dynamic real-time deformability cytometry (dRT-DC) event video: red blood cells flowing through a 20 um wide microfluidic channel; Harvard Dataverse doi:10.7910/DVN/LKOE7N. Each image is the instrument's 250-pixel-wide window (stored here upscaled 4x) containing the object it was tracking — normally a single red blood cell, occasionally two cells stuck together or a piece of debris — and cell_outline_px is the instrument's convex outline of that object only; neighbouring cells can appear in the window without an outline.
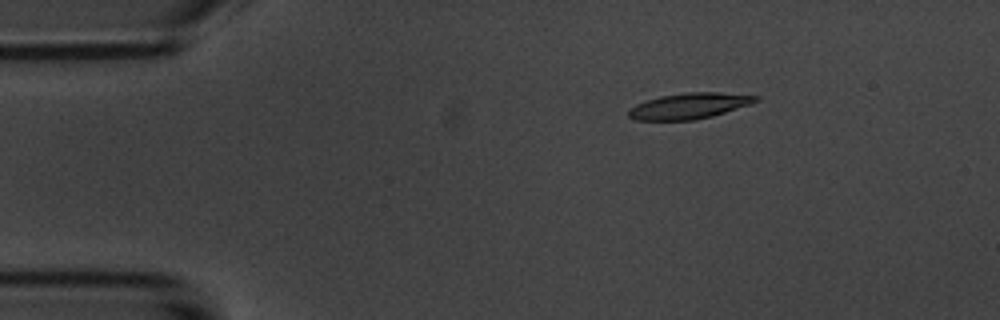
{"species": "common noctule bat (a hibernating species)", "species_latin": "Nyctalus noctula", "temperature_condition": "room temperature", "stored_images_in_passage": 4, "camera_frame_rate_fps": 3000, "um_per_image_px": 0.085, "animal": {"sex": "male", "body_mass_g": 20.1, "forearm_length_mm": 53.5}, "frame": {"image": 1, "passage_image": 3, "time_ms": 2.333, "image_size_px": [1000, 320], "cell_outline_px": [[760, 100], [752, 104], [712, 116], [696, 120], [636, 120], [628, 116], [628, 112], [636, 104], [660, 96], [688, 92], [720, 92], [760, 96]], "centroid_in_image_um": [58.64, 9.0], "position_along_channel_um": 26.4, "area_um2": 19.13}}